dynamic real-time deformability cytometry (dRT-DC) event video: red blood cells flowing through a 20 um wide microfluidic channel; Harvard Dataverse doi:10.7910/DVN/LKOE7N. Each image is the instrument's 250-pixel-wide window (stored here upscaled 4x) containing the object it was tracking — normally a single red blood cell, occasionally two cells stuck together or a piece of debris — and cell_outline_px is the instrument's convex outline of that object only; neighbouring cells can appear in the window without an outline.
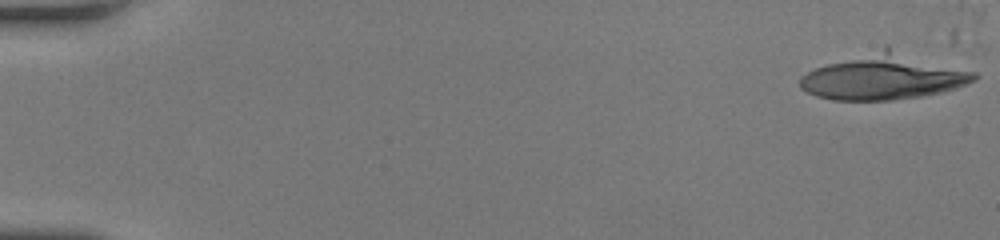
{"species": "human", "species_latin": "Homo sapiens", "temperature_condition": "room temperature", "stored_images_in_passage": 15, "camera_frame_rate_fps": 3000, "um_per_image_px": 0.085, "donor": {"sex": "female"}, "frame": {"image": 1, "passage_image": 1, "time_ms": 0.0, "image_size_px": [1000, 240], "cell_outline_px": [[980, 76], [956, 88], [944, 92], [920, 96], [892, 100], [832, 100], [816, 96], [800, 88], [800, 76], [816, 68], [884, 44], [888, 44], [976, 72]], "centroid_in_image_um": [75.16, 6.47], "position_along_channel_um": 9.8, "area_um2": 47.34}}